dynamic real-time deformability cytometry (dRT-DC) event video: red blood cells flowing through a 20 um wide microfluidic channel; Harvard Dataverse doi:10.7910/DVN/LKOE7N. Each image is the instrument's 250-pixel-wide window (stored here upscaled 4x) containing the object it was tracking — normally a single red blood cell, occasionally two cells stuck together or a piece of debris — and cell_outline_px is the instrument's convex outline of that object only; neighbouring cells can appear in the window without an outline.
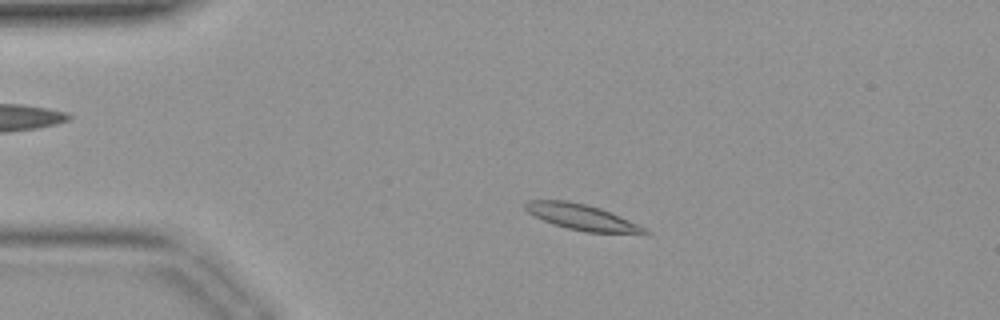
{"species": "common noctule bat (a hibernating species)", "species_latin": "Nyctalus noctula", "temperature_condition": "warm", "stored_images_in_passage": 41, "camera_frame_rate_fps": 3000, "um_per_image_px": 0.085, "animal": {"sex": "female", "body_mass_g": 19.9}, "frame": {"image": 1, "passage_image": 8, "time_ms": 2.333, "image_size_px": [1000, 320], "cell_outline_px": [[652, 232], [648, 236], [584, 232], [552, 224], [528, 212], [524, 208], [524, 204], [528, 200], [568, 200], [600, 208], [612, 212], [640, 224]], "centroid_in_image_um": [49.63, 18.51], "position_along_channel_um": 35.4, "area_um2": 18.67}}
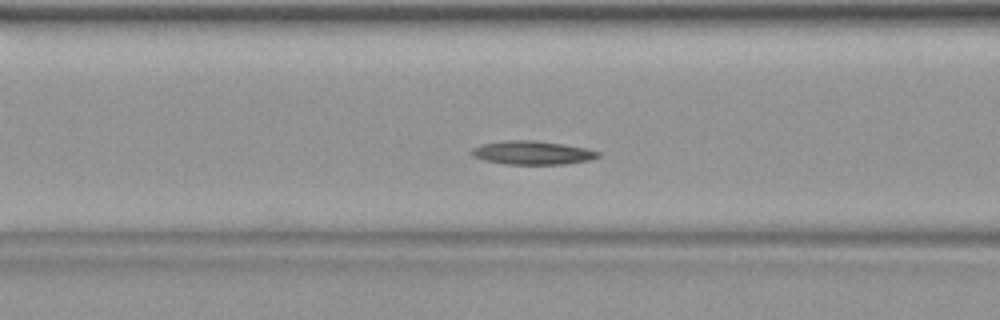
{"frame": {"image": 2, "passage_image": 16, "time_ms": 5.0, "image_size_px": [1000, 320], "cell_outline_px": [[600, 156], [588, 160], [564, 164], [504, 164], [484, 160], [472, 156], [468, 152], [472, 148], [480, 144], [504, 140], [536, 140], [564, 144], [588, 148], [600, 152]], "centroid_in_image_um": [45.21, 12.97], "position_along_channel_um": 121.4, "area_um2": 17.63}}
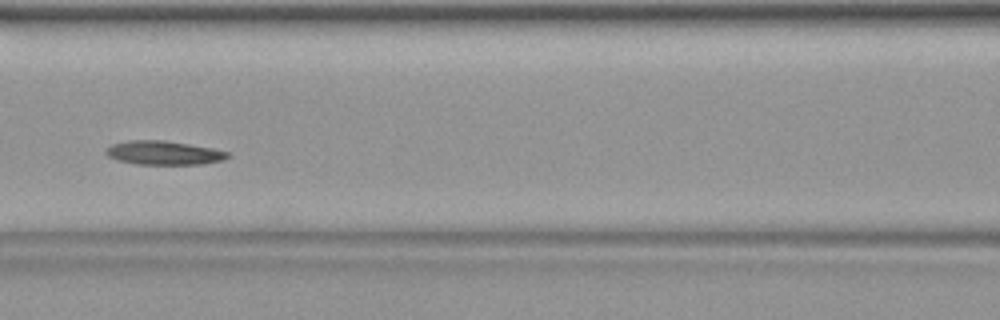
{"frame": {"image": 3, "passage_image": 18, "time_ms": 5.667, "image_size_px": [1000, 320], "cell_outline_px": [[232, 156], [224, 160], [204, 164], [136, 164], [116, 160], [108, 156], [104, 152], [112, 144], [128, 140], [164, 140], [212, 148], [228, 152]], "centroid_in_image_um": [13.93, 12.99], "position_along_channel_um": 152.7, "area_um2": 16.99}}